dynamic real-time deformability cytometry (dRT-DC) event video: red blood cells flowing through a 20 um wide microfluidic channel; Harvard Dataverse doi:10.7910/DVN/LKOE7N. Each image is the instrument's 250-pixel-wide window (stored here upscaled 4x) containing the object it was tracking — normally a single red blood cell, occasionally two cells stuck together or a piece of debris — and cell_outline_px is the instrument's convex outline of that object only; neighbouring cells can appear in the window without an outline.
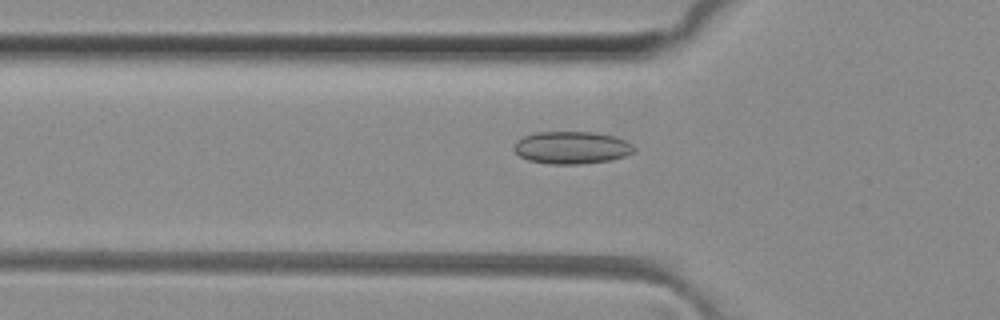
{"species": "common noctule bat (a hibernating species)", "species_latin": "Nyctalus noctula", "temperature_condition": "room temperature", "stored_images_in_passage": 35, "camera_frame_rate_fps": 3000, "um_per_image_px": 0.085, "animal": {"sex": "female", "body_mass_g": 29.2, "forearm_length_mm": 56.3}, "frame": {"image": 1, "passage_image": 2, "time_ms": 0.333, "image_size_px": [1000, 320], "cell_outline_px": [[636, 152], [612, 160], [580, 164], [552, 164], [528, 160], [520, 156], [512, 148], [516, 140], [524, 136], [536, 132], [596, 132], [616, 136], [632, 144], [636, 148]], "centroid_in_image_um": [48.61, 12.54], "position_along_channel_um": 77.2, "area_um2": 22.95}}
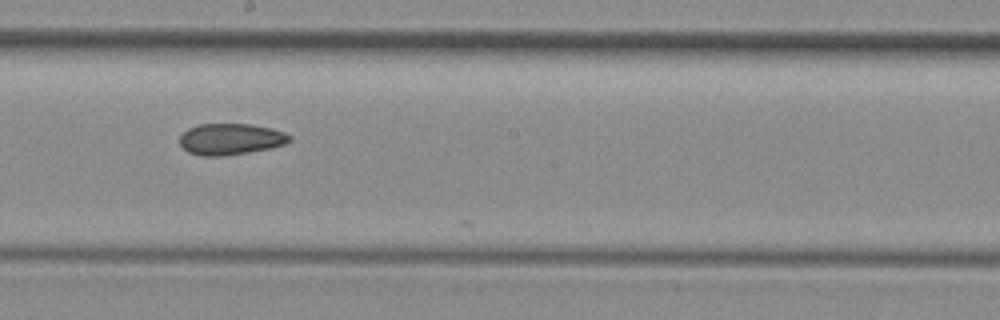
{"frame": {"image": 2, "passage_image": 13, "time_ms": 4.0, "image_size_px": [1000, 320], "cell_outline_px": [[292, 140], [284, 144], [272, 148], [224, 156], [200, 156], [188, 152], [180, 144], [180, 136], [188, 128], [200, 124], [248, 124], [272, 128], [284, 132], [292, 136]], "centroid_in_image_um": [19.62, 11.83], "position_along_channel_um": 228.6, "area_um2": 20.11}}
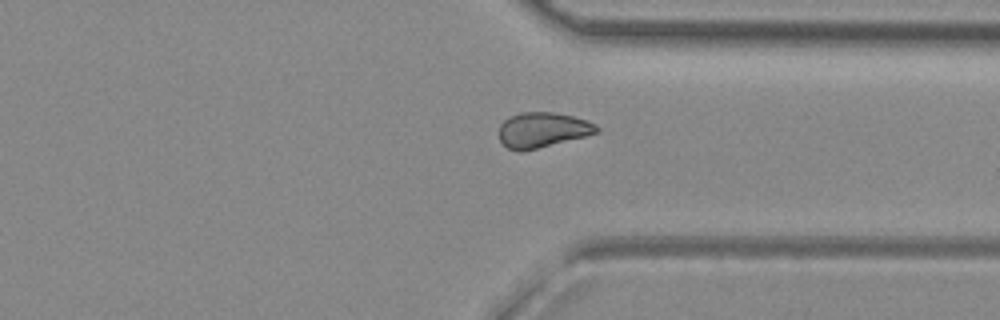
{"frame": {"image": 3, "passage_image": 23, "time_ms": 7.333, "image_size_px": [1000, 320], "cell_outline_px": [[600, 132], [520, 152], [508, 148], [500, 140], [500, 124], [508, 116], [520, 112], [552, 112], [572, 116], [588, 120], [596, 124], [600, 128]], "centroid_in_image_um": [46.12, 11.02], "position_along_channel_um": 365.3, "area_um2": 19.88}, "authors_computed_cell_mechanics": {"area_um2": 20.3456, "velocity_mm_per_s": 4.1269, "shape_relaxation_time_tau1_ms": null, "shape_relaxation_time_tau2_ms": 4.9206, "deformation_change_tau1": null, "deformation_change_tau2": 0.0943}}